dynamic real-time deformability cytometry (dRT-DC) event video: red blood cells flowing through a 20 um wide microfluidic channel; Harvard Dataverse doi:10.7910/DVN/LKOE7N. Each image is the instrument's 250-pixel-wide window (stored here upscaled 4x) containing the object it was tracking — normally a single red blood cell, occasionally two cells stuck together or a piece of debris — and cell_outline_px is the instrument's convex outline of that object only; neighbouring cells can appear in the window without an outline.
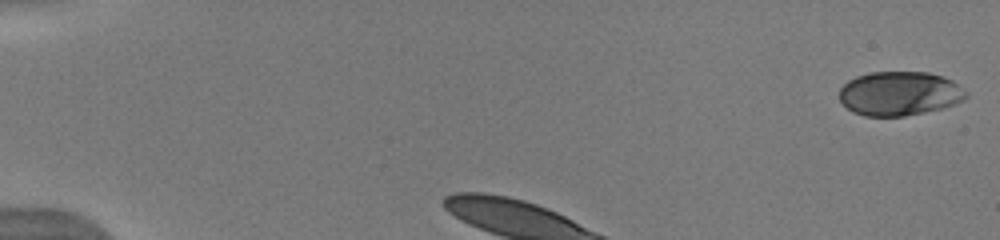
{"species": "human", "species_latin": "Homo sapiens", "temperature_condition": "warm", "stored_images_in_passage": 35, "camera_frame_rate_fps": 3000, "um_per_image_px": 0.085, "donor": {"sex": "male"}, "frame": {"image": 1, "passage_image": 1, "time_ms": 0.0, "image_size_px": [1000, 240], "cell_outline_px": [[968, 96], [964, 100], [956, 104], [944, 108], [904, 116], [864, 116], [852, 112], [840, 100], [840, 88], [848, 80], [856, 76], [868, 72], [928, 72], [952, 80], [968, 92]], "centroid_in_image_um": [76.47, 7.95], "position_along_channel_um": 8.5, "area_um2": 32.77}}
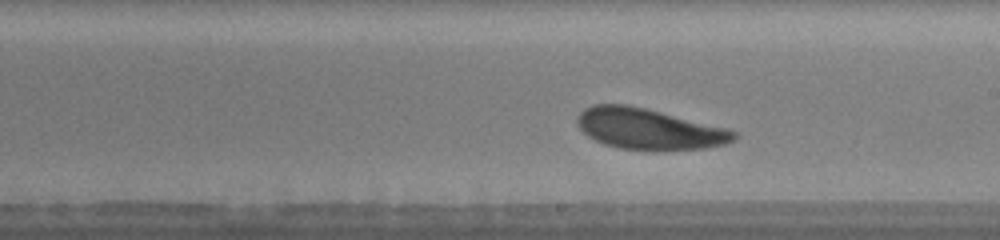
{"frame": {"image": 2, "passage_image": 20, "time_ms": 6.333, "image_size_px": [1000, 240], "cell_outline_px": [[736, 136], [732, 140], [724, 144], [704, 148], [656, 152], [620, 148], [604, 144], [588, 136], [576, 124], [576, 116], [584, 108], [592, 104], [628, 104], [728, 128], [736, 132]], "centroid_in_image_um": [55.12, 10.97], "position_along_channel_um": 233.9, "area_um2": 37.69}, "authors_computed_cell_mechanics": {"area_um2": 37.6856, "velocity_mm_per_s": 3.8501, "shape_relaxation_time_tau1_ms": 2.6035, "shape_relaxation_time_tau2_ms": 11.0404, "deformation_change_tau1": 0.1518, "deformation_change_tau2": 0.2541}}